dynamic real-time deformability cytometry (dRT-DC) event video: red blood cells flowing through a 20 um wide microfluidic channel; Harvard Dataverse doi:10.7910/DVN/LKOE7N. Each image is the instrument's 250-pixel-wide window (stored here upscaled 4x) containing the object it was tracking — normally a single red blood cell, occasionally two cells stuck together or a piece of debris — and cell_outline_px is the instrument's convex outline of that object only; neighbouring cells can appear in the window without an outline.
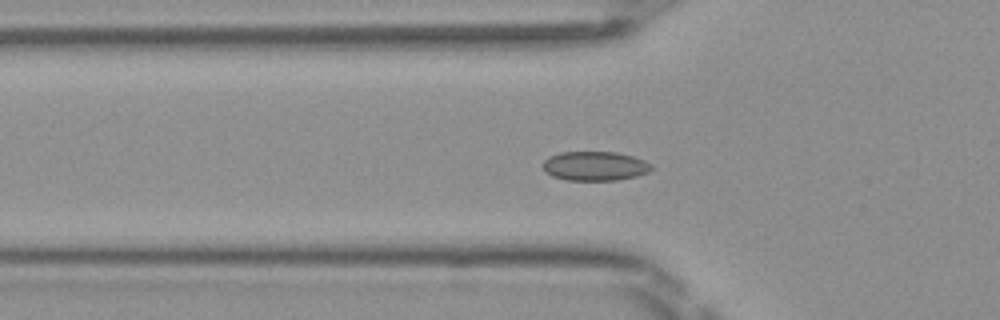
{"species": "Egyptian fruit bat (a non-hibernating species)", "species_latin": "Rousettus aegyptiacus", "temperature_condition": "room temperature", "stored_images_in_passage": 51, "camera_frame_rate_fps": 3000, "um_per_image_px": 0.085, "frame": {"image": 1, "passage_image": 17, "time_ms": 5.333, "image_size_px": [1000, 320], "cell_outline_px": [[656, 168], [648, 172], [636, 176], [616, 180], [568, 180], [552, 176], [544, 172], [544, 160], [548, 156], [560, 152], [616, 152], [632, 156], [644, 160], [652, 164]], "centroid_in_image_um": [50.58, 14.11], "position_along_channel_um": 75.2, "area_um2": 18.61}}
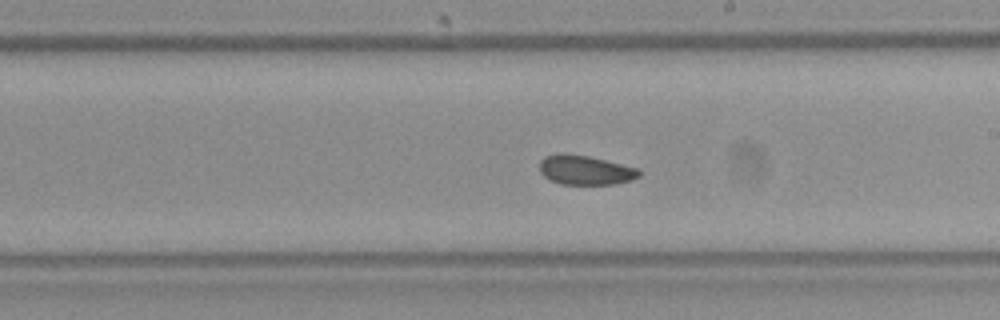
{"frame": {"image": 2, "passage_image": 29, "time_ms": 9.333, "image_size_px": [1000, 320], "cell_outline_px": [[640, 176], [632, 180], [616, 184], [560, 184], [544, 176], [540, 172], [540, 160], [544, 156], [560, 152], [564, 152], [588, 156], [640, 168]], "centroid_in_image_um": [49.75, 14.44], "position_along_channel_um": 239.2, "area_um2": 17.28}}
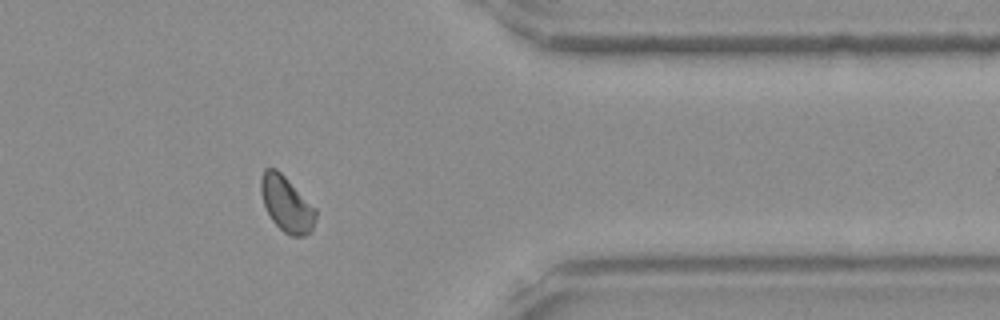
{"frame": {"image": 3, "passage_image": 41, "time_ms": 13.333, "image_size_px": [1000, 320], "cell_outline_px": [[316, 216], [312, 228], [304, 236], [292, 236], [284, 232], [272, 220], [264, 204], [260, 192], [260, 176], [264, 168], [276, 168], [316, 208]], "centroid_in_image_um": [24.33, 17.32], "position_along_channel_um": 387.1, "area_um2": 17.51}, "authors_computed_cell_mechanics": {"area_um2": 17.8602, "velocity_mm_per_s": 4.0915, "shape_relaxation_time_tau1_ms": 5.2811, "shape_relaxation_time_tau2_ms": null, "deformation_change_tau1": 0.0497, "deformation_change_tau2": null}}